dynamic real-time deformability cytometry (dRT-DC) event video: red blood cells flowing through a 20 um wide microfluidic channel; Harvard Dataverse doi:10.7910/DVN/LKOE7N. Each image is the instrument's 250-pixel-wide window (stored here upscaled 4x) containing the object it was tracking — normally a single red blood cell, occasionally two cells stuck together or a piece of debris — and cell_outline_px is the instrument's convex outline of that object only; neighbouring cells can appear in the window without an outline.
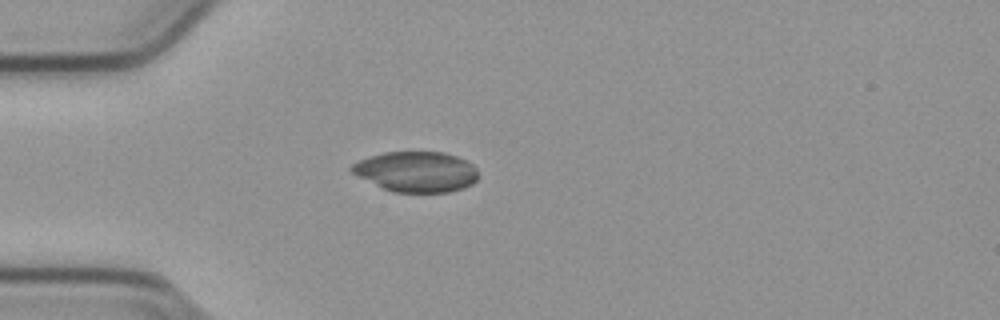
{"species": "common noctule bat (a hibernating species)", "species_latin": "Nyctalus noctula", "temperature_condition": "cold", "stored_images_in_passage": 34, "camera_frame_rate_fps": 3000, "um_per_image_px": 0.085, "animal": {"sex": "male", "body_mass_g": 23.1, "forearm_length_mm": 52.7}, "frame": {"image": 1, "passage_image": 1, "time_ms": 0.0, "image_size_px": [1000, 320], "cell_outline_px": [[480, 176], [472, 184], [464, 188], [448, 192], [392, 192], [352, 172], [348, 168], [352, 164], [368, 156], [384, 152], [444, 152], [456, 156], [472, 164], [476, 168]], "centroid_in_image_um": [35.42, 14.59], "position_along_channel_um": 49.6, "area_um2": 29.71}}
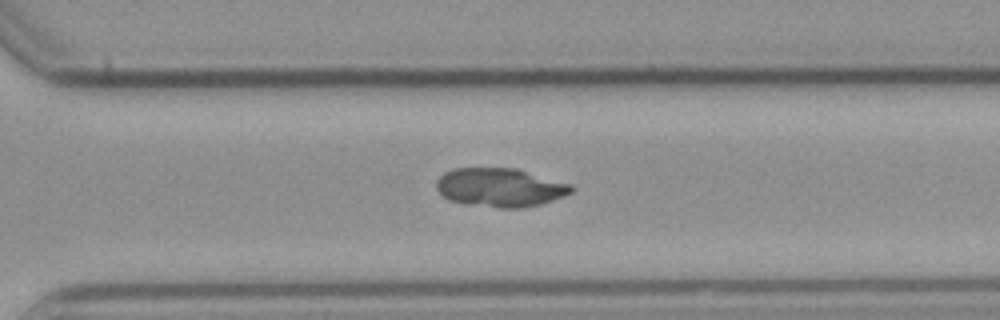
{"frame": {"image": 2, "passage_image": 24, "time_ms": 7.667, "image_size_px": [1000, 320], "cell_outline_px": [[572, 192], [564, 196], [540, 204], [524, 208], [496, 208], [464, 204], [448, 200], [436, 188], [436, 180], [444, 172], [452, 168], [512, 168], [572, 184]], "centroid_in_image_um": [42.46, 15.95], "position_along_channel_um": 328.1, "area_um2": 30.46}}
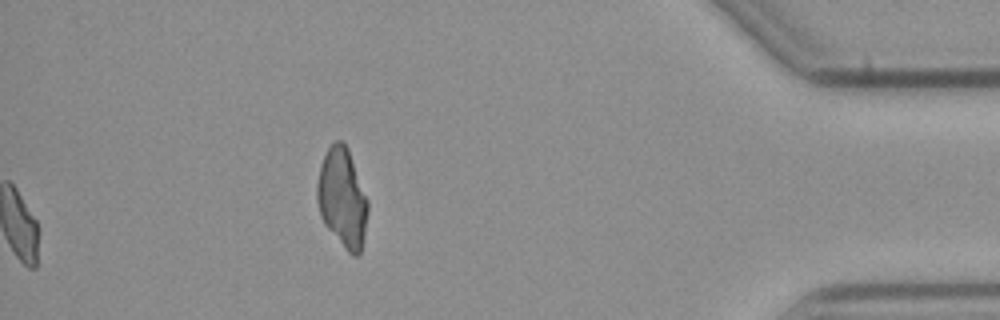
{"frame": {"image": 3, "passage_image": 34, "time_ms": 11.0, "image_size_px": [1000, 320], "cell_outline_px": [[368, 208], [364, 236], [360, 252], [356, 256], [352, 256], [344, 248], [324, 224], [316, 200], [316, 184], [320, 164], [328, 148], [336, 140], [344, 140], [348, 148], [368, 200]], "centroid_in_image_um": [29.08, 16.8], "position_along_channel_um": 406.1, "area_um2": 29.36}}